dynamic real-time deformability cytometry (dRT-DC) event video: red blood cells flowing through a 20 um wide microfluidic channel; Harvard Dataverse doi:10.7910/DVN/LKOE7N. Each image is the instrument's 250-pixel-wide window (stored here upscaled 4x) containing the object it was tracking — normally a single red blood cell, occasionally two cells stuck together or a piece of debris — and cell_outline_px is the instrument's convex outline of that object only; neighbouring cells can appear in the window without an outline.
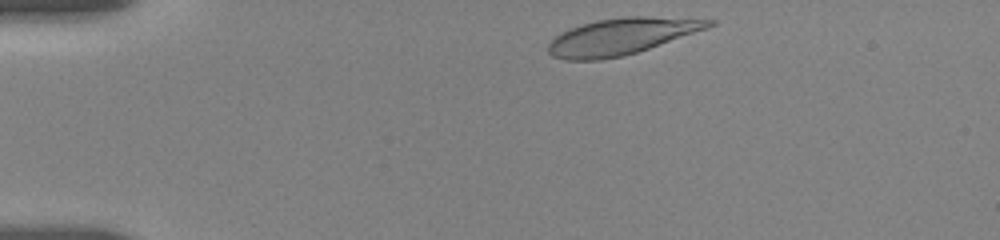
{"species": "human", "species_latin": "Homo sapiens", "temperature_condition": "room temperature", "stored_images_in_passage": 11, "camera_frame_rate_fps": 3000, "um_per_image_px": 0.085, "donor": {"sex": "female"}, "frame": {"image": 1, "passage_image": 2, "time_ms": 0.333, "image_size_px": [1000, 240], "cell_outline_px": [[716, 24], [708, 28], [624, 56], [600, 60], [564, 60], [552, 56], [548, 52], [548, 44], [556, 36], [572, 28], [596, 20], [628, 16], [644, 16], [716, 20]], "centroid_in_image_um": [52.82, 3.1], "position_along_channel_um": 32.2, "area_um2": 33.7}}
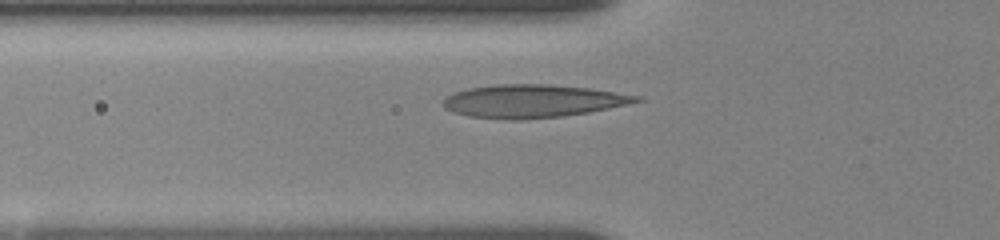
{"frame": {"image": 2, "passage_image": 7, "time_ms": 3.333, "image_size_px": [1000, 240], "cell_outline_px": [[644, 100], [628, 104], [588, 112], [560, 116], [520, 120], [508, 120], [468, 116], [444, 108], [444, 100], [452, 92], [468, 88], [496, 84], [548, 84], [592, 88], [644, 96]], "centroid_in_image_um": [45.32, 8.58], "position_along_channel_um": 80.5, "area_um2": 37.28}}
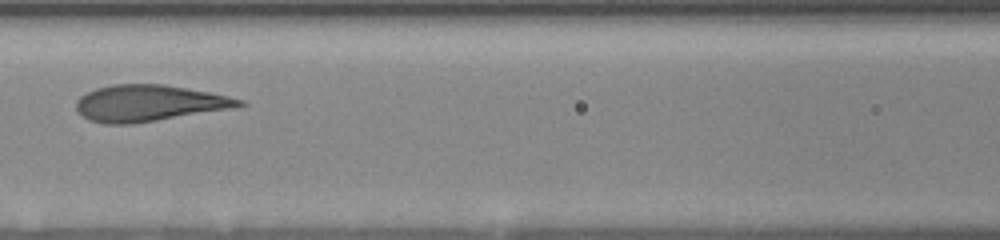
{"frame": {"image": 3, "passage_image": 10, "time_ms": 5.333, "image_size_px": [1000, 240], "cell_outline_px": [[248, 104], [232, 108], [132, 124], [104, 124], [88, 120], [80, 116], [76, 112], [76, 100], [80, 96], [96, 88], [112, 84], [164, 84], [208, 92], [228, 96], [244, 100]], "centroid_in_image_um": [12.6, 8.77], "position_along_channel_um": 154.0, "area_um2": 34.56}}